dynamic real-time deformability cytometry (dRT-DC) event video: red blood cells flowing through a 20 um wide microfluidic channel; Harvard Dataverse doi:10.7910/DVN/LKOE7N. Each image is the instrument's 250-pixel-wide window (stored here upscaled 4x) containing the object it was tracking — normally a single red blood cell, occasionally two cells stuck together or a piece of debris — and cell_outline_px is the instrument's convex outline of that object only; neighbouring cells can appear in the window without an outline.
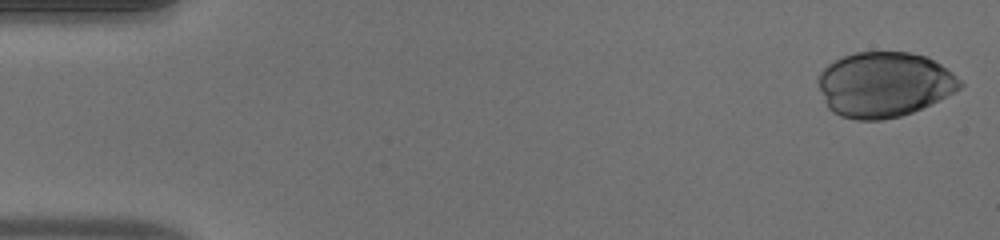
{"species": "human", "species_latin": "Homo sapiens", "temperature_condition": "warm", "stored_images_in_passage": 42, "camera_frame_rate_fps": 3000, "um_per_image_px": 0.085, "donor": {"sex": "male"}, "frame": {"image": 1, "passage_image": 1, "time_ms": 0.0, "image_size_px": [1000, 240], "cell_outline_px": [[964, 84], [956, 92], [940, 100], [912, 112], [900, 116], [880, 120], [856, 120], [840, 116], [832, 112], [828, 108], [824, 100], [816, 80], [820, 72], [828, 64], [844, 56], [856, 52], [908, 52], [924, 56], [940, 64], [952, 72]], "centroid_in_image_um": [75.14, 7.19], "position_along_channel_um": 9.9, "area_um2": 53.87}}
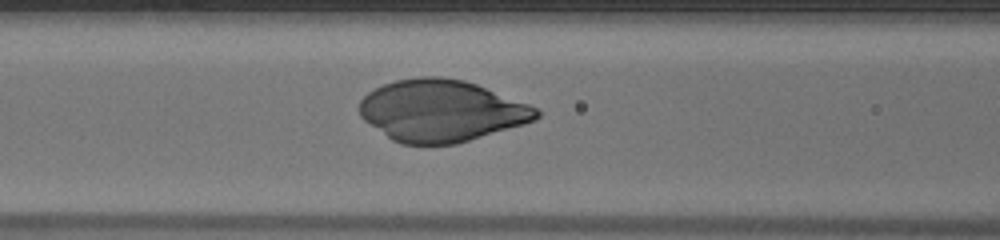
{"frame": {"image": 2, "passage_image": 21, "time_ms": 6.667, "image_size_px": [1000, 240], "cell_outline_px": [[540, 116], [536, 120], [524, 124], [456, 144], [400, 144], [392, 140], [364, 120], [360, 116], [360, 100], [368, 92], [384, 84], [396, 80], [420, 76], [440, 76], [464, 80], [476, 84], [528, 104], [536, 108], [540, 112]], "centroid_in_image_um": [37.5, 9.41], "position_along_channel_um": 129.1, "area_um2": 63.41}}
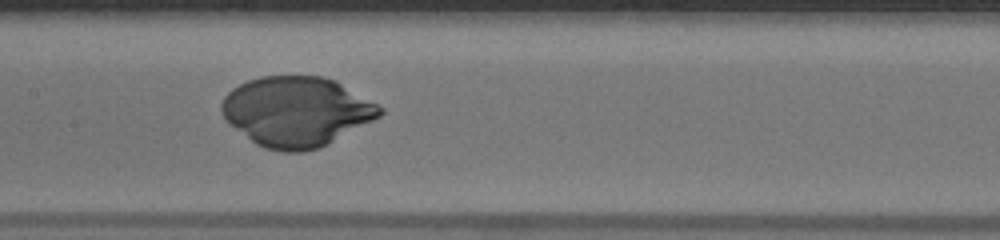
{"frame": {"image": 3, "passage_image": 25, "time_ms": 8.0, "image_size_px": [1000, 240], "cell_outline_px": [[384, 112], [380, 116], [328, 144], [320, 148], [300, 152], [280, 152], [264, 148], [256, 144], [228, 124], [224, 120], [220, 112], [220, 104], [224, 96], [232, 88], [248, 80], [260, 76], [320, 76], [336, 80], [384, 108]], "centroid_in_image_um": [25.16, 9.48], "position_along_channel_um": 182.2, "area_um2": 64.74}}